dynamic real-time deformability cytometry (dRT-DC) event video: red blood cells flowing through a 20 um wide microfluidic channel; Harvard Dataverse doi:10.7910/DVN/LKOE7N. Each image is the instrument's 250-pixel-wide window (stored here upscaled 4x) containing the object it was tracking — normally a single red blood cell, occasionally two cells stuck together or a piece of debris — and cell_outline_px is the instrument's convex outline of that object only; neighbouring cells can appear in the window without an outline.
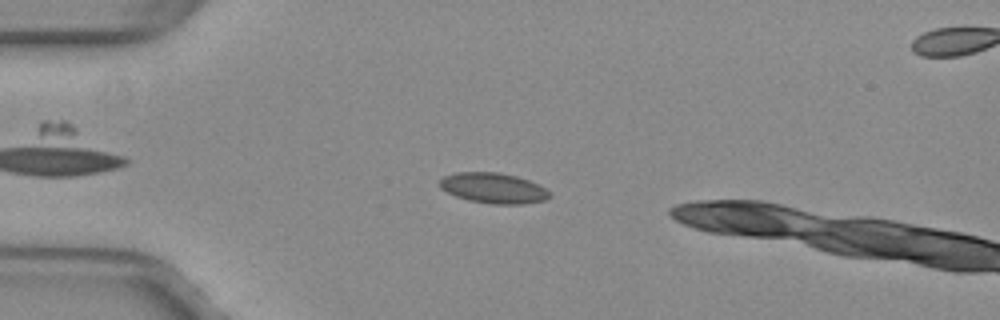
{"species": "common noctule bat (a hibernating species)", "species_latin": "Nyctalus noctula", "temperature_condition": "warm", "stored_images_in_passage": 42, "camera_frame_rate_fps": 3000, "um_per_image_px": 0.085, "animal": {"sex": "female", "body_mass_g": 29.2, "forearm_length_mm": 56.3}, "frame": {"image": 1, "passage_image": 10, "time_ms": 3.0, "image_size_px": [1000, 320], "cell_outline_px": [[552, 196], [548, 200], [524, 204], [488, 204], [468, 200], [456, 196], [440, 188], [440, 180], [444, 176], [456, 172], [500, 172], [516, 176], [540, 184], [552, 192]], "centroid_in_image_um": [42.01, 15.99], "position_along_channel_um": 43.0, "area_um2": 19.83}}
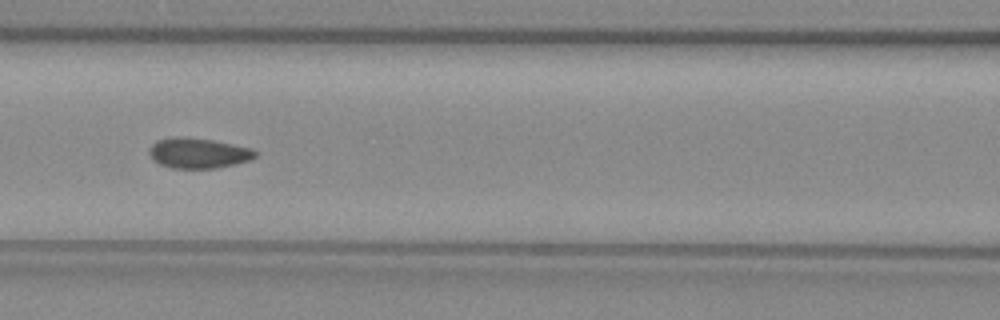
{"frame": {"image": 2, "passage_image": 20, "time_ms": 6.333, "image_size_px": [1000, 320], "cell_outline_px": [[256, 156], [248, 160], [236, 164], [216, 168], [172, 168], [160, 164], [152, 160], [148, 152], [148, 148], [156, 140], [212, 140], [252, 148], [256, 152]], "centroid_in_image_um": [16.87, 13.07], "position_along_channel_um": 149.7, "area_um2": 17.92}}
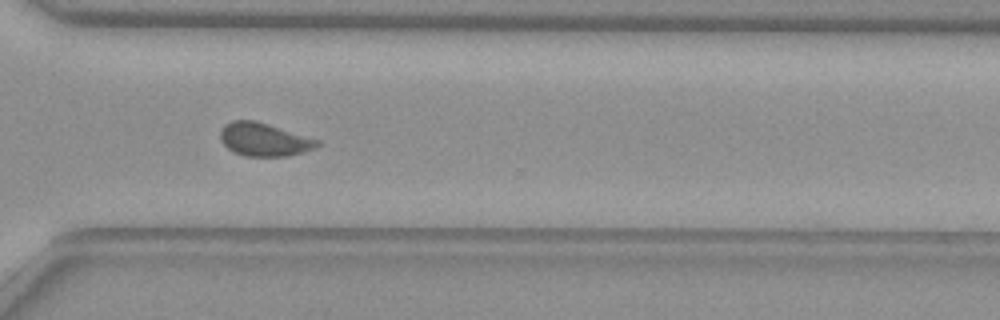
{"frame": {"image": 3, "passage_image": 35, "time_ms": 11.333, "image_size_px": [1000, 320], "cell_outline_px": [[320, 144], [316, 148], [288, 156], [244, 156], [228, 148], [220, 140], [220, 128], [224, 124], [232, 120], [256, 120], [320, 140]], "centroid_in_image_um": [22.44, 11.85], "position_along_channel_um": 348.2, "area_um2": 18.84}}